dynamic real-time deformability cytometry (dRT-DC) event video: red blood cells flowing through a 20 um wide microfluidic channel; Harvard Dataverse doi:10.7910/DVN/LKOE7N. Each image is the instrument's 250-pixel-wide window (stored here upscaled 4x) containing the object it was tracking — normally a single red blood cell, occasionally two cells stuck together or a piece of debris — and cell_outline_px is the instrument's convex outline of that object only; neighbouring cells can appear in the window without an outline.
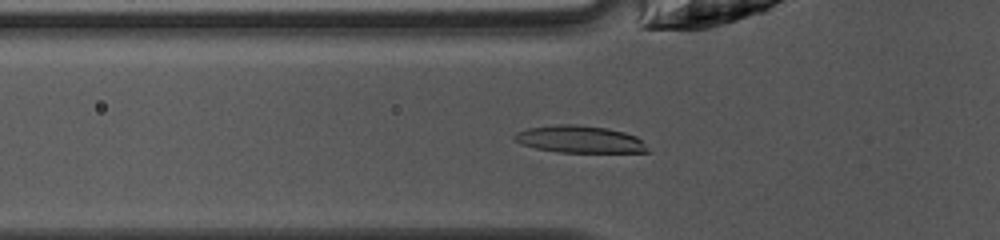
{"species": "common noctule bat (a hibernating species)", "species_latin": "Nyctalus noctula", "temperature_condition": "warm", "stored_images_in_passage": 36, "camera_frame_rate_fps": 3000, "um_per_image_px": 0.085, "animal": {"sex": "female", "body_mass_g": 10.0, "forearm_length_mm": 53.1}, "frame": {"image": 1, "passage_image": 5, "time_ms": 1.333, "image_size_px": [1000, 240], "cell_outline_px": [[652, 152], [560, 152], [536, 148], [520, 144], [512, 136], [516, 132], [528, 128], [556, 124], [576, 124], [608, 128], [624, 132], [636, 136]], "centroid_in_image_um": [49.26, 11.83], "position_along_channel_um": 76.5, "area_um2": 21.04}}
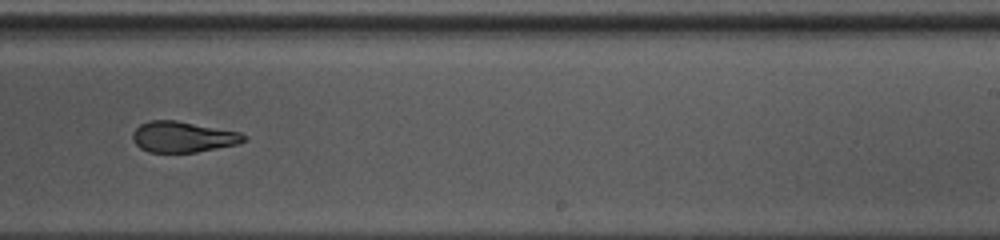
{"frame": {"image": 2, "passage_image": 19, "time_ms": 6.0, "image_size_px": [1000, 240], "cell_outline_px": [[248, 140], [236, 144], [196, 152], [148, 152], [140, 148], [132, 140], [132, 132], [140, 124], [148, 120], [176, 120], [240, 132], [248, 136]], "centroid_in_image_um": [15.54, 11.63], "position_along_channel_um": 273.5, "area_um2": 20.06}}
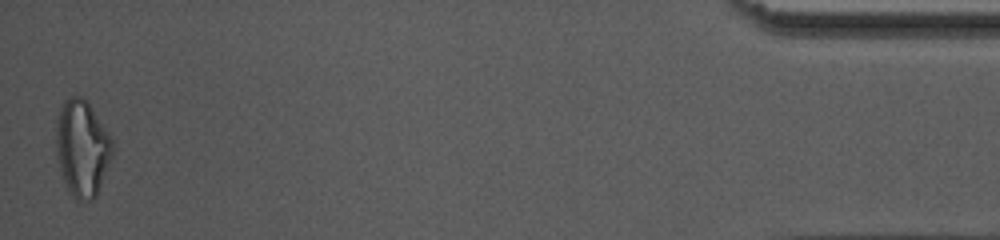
{"frame": {"image": 3, "passage_image": 36, "time_ms": 11.667, "image_size_px": [1000, 240], "cell_outline_px": [[112, 156], [96, 196], [92, 200], [76, 200], [68, 192], [60, 168], [56, 144], [56, 128], [60, 112], [64, 100], [72, 96], [84, 96], [112, 140]], "centroid_in_image_um": [6.98, 12.61], "position_along_channel_um": 428.2, "area_um2": 31.04}, "authors_computed_cell_mechanics": {"area_um2": 21.0392, "velocity_mm_per_s": 4.1924, "shape_relaxation_time_tau1_ms": null, "shape_relaxation_time_tau2_ms": 3.0159, "deformation_change_tau1": null, "deformation_change_tau2": 0.0963}}